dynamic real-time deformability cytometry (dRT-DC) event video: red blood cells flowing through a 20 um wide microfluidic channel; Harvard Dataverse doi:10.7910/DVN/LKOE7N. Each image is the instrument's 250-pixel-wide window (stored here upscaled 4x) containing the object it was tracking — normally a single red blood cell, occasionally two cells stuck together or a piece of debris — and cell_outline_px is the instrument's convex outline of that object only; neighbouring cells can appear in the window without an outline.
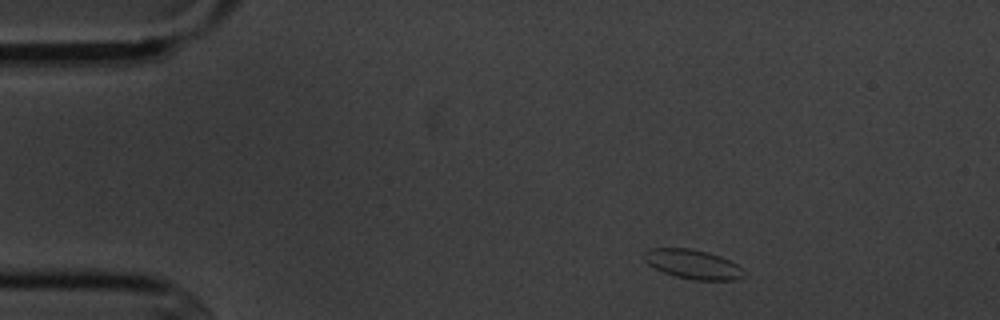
{"species": "common noctule bat (a hibernating species)", "species_latin": "Nyctalus noctula", "temperature_condition": "cold", "stored_images_in_passage": 3, "camera_frame_rate_fps": 3000, "um_per_image_px": 0.085, "animal": {"sex": "male", "body_mass_g": 20.1, "forearm_length_mm": 53.5}, "frame": {"image": 1, "passage_image": 1, "time_ms": 0.0, "image_size_px": [1000, 320], "cell_outline_px": [[748, 276], [736, 280], [696, 280], [676, 276], [664, 272], [648, 264], [644, 260], [644, 252], [648, 248], [692, 248], [708, 252], [720, 256], [744, 268], [748, 272]], "centroid_in_image_um": [58.97, 22.46], "position_along_channel_um": 26.0, "area_um2": 17.28}}